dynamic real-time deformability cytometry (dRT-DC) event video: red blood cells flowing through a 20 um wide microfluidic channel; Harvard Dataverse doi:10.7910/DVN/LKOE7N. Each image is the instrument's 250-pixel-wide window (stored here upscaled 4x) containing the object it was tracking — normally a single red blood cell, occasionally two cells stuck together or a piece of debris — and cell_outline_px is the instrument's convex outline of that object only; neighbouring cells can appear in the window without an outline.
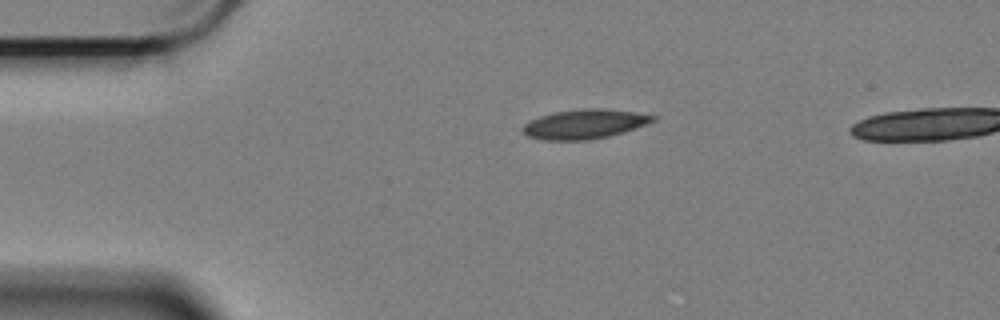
{"species": "Egyptian fruit bat (a non-hibernating species)", "species_latin": "Rousettus aegyptiacus", "temperature_condition": "cold", "stored_images_in_passage": 6, "camera_frame_rate_fps": 3000, "um_per_image_px": 0.085, "animal": {"sex": "female"}, "frame": {"image": 1, "passage_image": 1, "time_ms": 0.0, "image_size_px": [1000, 320], "cell_outline_px": [[656, 120], [608, 136], [588, 140], [544, 140], [528, 136], [524, 132], [524, 124], [540, 116], [552, 112], [584, 108], [604, 108], [636, 112], [656, 116]], "centroid_in_image_um": [49.67, 10.53], "position_along_channel_um": 35.3, "area_um2": 21.96}}